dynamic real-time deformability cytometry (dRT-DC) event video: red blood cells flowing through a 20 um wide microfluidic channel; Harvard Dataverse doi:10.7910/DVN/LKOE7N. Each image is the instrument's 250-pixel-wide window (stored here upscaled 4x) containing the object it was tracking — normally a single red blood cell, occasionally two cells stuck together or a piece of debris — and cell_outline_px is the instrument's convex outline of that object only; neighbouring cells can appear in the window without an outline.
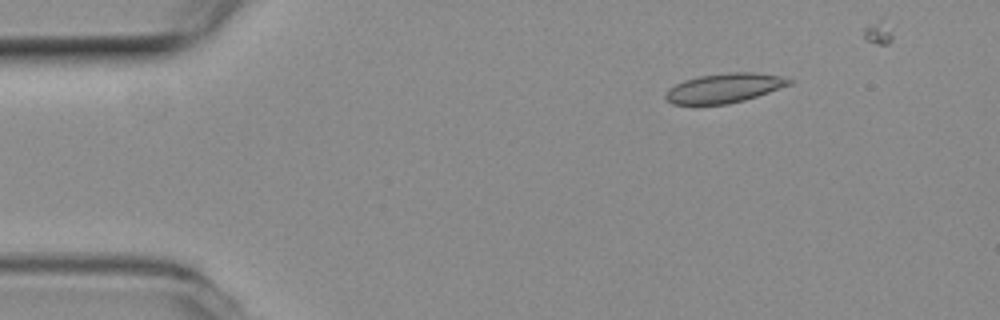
{"species": "common noctule bat (a hibernating species)", "species_latin": "Nyctalus noctula", "temperature_condition": "room temperature", "stored_images_in_passage": 40, "camera_frame_rate_fps": 3000, "um_per_image_px": 0.085, "animal": {"sex": "female", "body_mass_g": 19.3, "forearm_length_mm": 54.1}, "frame": {"image": 1, "passage_image": 1, "time_ms": 0.0, "image_size_px": [1000, 320], "cell_outline_px": [[792, 84], [744, 100], [728, 104], [672, 104], [664, 96], [668, 88], [684, 80], [700, 76], [732, 72], [756, 72], [780, 76], [792, 80]], "centroid_in_image_um": [61.56, 7.48], "position_along_channel_um": 23.4, "area_um2": 20.98}}
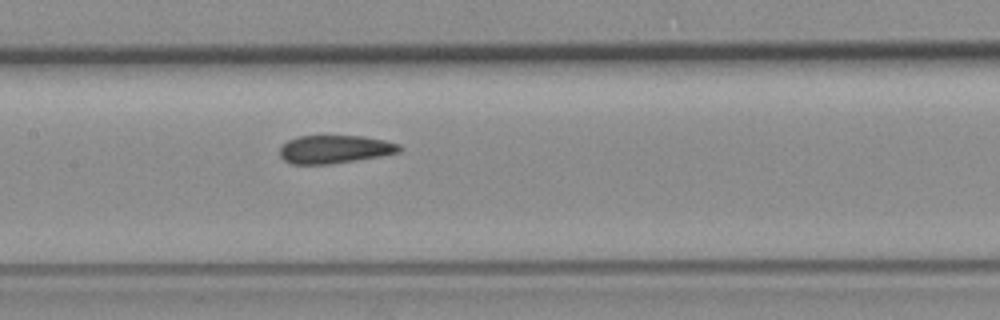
{"frame": {"image": 2, "passage_image": 19, "time_ms": 6.0, "image_size_px": [1000, 320], "cell_outline_px": [[400, 152], [380, 156], [332, 164], [292, 164], [284, 160], [280, 156], [280, 148], [288, 140], [296, 136], [364, 136], [384, 140], [400, 144]], "centroid_in_image_um": [28.44, 12.69], "position_along_channel_um": 179.0, "area_um2": 19.59}}
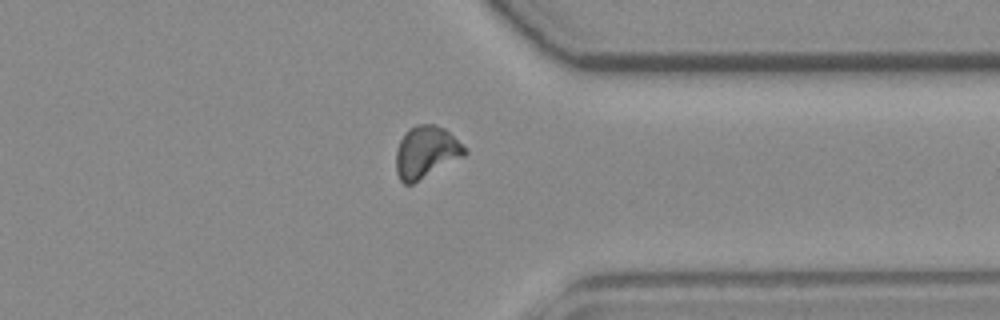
{"frame": {"image": 3, "passage_image": 35, "time_ms": 11.333, "image_size_px": [1000, 320], "cell_outline_px": [[468, 152], [464, 156], [412, 184], [404, 184], [400, 180], [396, 172], [396, 152], [400, 140], [408, 128], [416, 124], [432, 124], [444, 128], [468, 148]], "centroid_in_image_um": [36.22, 12.92], "position_along_channel_um": 375.2, "area_um2": 20.87}, "authors_computed_cell_mechanics": {"area_um2": 20.5768, "velocity_mm_per_s": 3.785, "shape_relaxation_time_tau1_ms": null, "shape_relaxation_time_tau2_ms": 1.955, "deformation_change_tau1": null, "deformation_change_tau2": 0.0663}}